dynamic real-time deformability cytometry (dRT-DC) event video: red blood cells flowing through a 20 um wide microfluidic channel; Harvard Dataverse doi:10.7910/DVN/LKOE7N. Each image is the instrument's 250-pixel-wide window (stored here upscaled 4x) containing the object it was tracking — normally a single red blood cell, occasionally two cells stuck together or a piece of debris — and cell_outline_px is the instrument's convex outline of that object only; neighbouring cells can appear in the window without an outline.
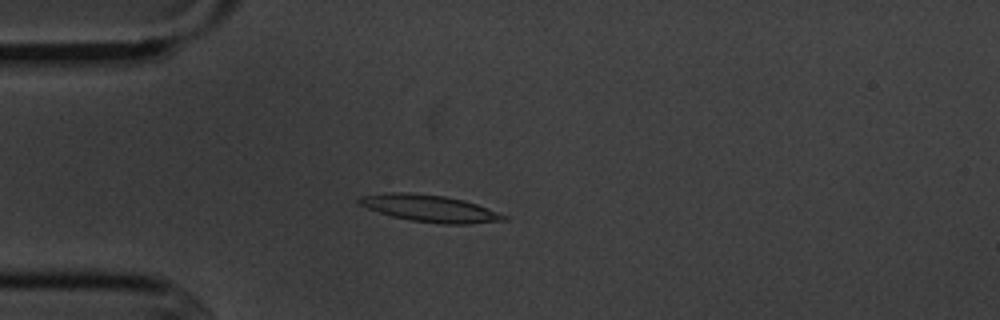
{"species": "common noctule bat (a hibernating species)", "species_latin": "Nyctalus noctula", "temperature_condition": "cold", "stored_images_in_passage": 4, "camera_frame_rate_fps": 3000, "um_per_image_px": 0.085, "animal": {"sex": "male", "body_mass_g": 20.1, "forearm_length_mm": 53.5}, "frame": {"image": 1, "passage_image": 4, "time_ms": 4.333, "image_size_px": [1000, 320], "cell_outline_px": [[508, 220], [468, 224], [444, 224], [408, 220], [392, 216], [368, 208], [360, 204], [356, 200], [360, 196], [388, 192], [412, 192], [444, 196], [464, 200], [476, 204], [508, 216]], "centroid_in_image_um": [36.53, 17.71], "position_along_channel_um": 48.5, "area_um2": 22.66}}